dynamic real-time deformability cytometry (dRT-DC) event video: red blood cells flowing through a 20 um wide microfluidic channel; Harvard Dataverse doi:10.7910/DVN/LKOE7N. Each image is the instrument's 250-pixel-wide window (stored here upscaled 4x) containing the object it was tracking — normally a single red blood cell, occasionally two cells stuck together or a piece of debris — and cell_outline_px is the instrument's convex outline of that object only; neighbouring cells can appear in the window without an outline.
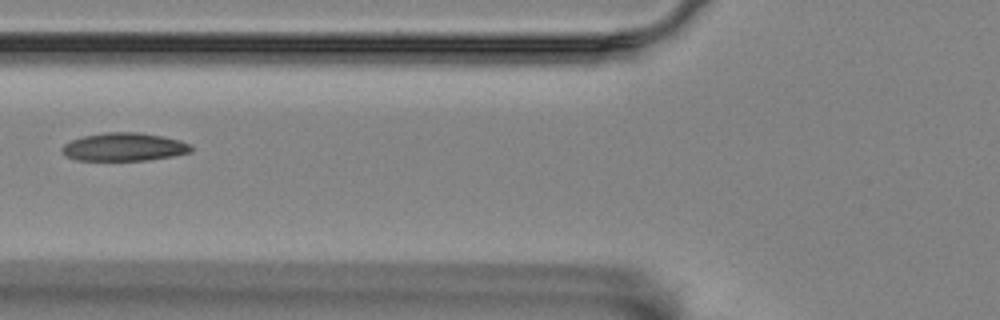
{"species": "Egyptian fruit bat (a non-hibernating species)", "species_latin": "Rousettus aegyptiacus", "temperature_condition": "room temperature", "stored_images_in_passage": 3, "camera_frame_rate_fps": 3000, "um_per_image_px": 0.085, "animal": {"sex": "female"}, "frame": {"image": 1, "passage_image": 3, "time_ms": 0.667, "image_size_px": [1000, 320], "cell_outline_px": [[192, 152], [172, 156], [148, 160], [76, 160], [64, 156], [60, 152], [60, 148], [64, 144], [72, 140], [84, 136], [104, 132], [140, 132], [180, 140], [192, 144]], "centroid_in_image_um": [10.53, 12.49], "position_along_channel_um": 115.3, "area_um2": 21.33}}